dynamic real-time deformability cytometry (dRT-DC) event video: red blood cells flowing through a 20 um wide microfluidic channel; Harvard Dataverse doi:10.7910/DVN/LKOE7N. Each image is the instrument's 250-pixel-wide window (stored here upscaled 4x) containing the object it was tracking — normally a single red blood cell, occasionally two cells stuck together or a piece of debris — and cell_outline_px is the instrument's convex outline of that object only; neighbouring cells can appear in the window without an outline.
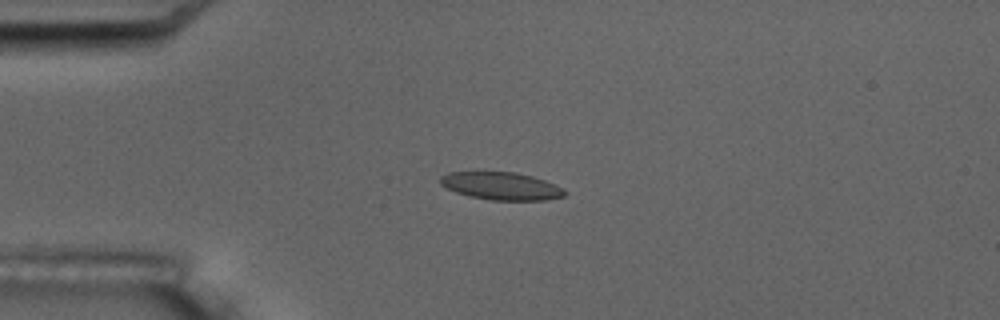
{"species": "common noctule bat (a hibernating species)", "species_latin": "Nyctalus noctula", "temperature_condition": "room temperature", "stored_images_in_passage": 6, "camera_frame_rate_fps": 3000, "um_per_image_px": 0.085, "animal": {"sex": "male", "body_mass_g": 17.5, "forearm_length_mm": 52.3}, "frame": {"image": 1, "passage_image": 5, "time_ms": 4.667, "image_size_px": [1000, 320], "cell_outline_px": [[568, 192], [564, 196], [544, 200], [492, 200], [468, 196], [456, 192], [440, 184], [440, 176], [448, 172], [516, 172], [532, 176], [544, 180], [564, 188]], "centroid_in_image_um": [42.62, 15.81], "position_along_channel_um": 42.4, "area_um2": 20.06}}